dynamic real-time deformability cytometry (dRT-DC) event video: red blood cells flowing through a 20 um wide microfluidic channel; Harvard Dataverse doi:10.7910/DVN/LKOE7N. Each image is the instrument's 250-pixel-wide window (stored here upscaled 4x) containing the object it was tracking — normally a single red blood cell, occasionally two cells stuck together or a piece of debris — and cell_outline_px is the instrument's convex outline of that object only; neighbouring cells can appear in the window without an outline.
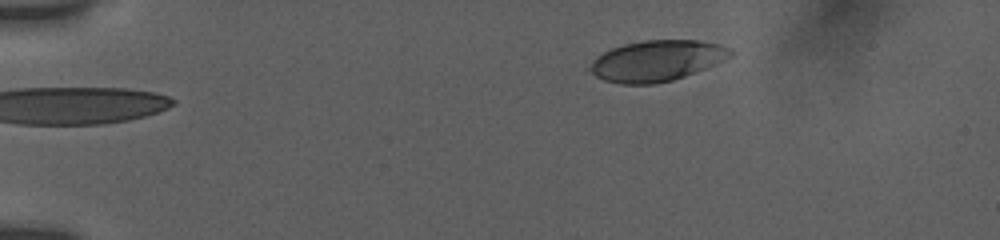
{"species": "human", "species_latin": "Homo sapiens", "temperature_condition": "room temperature", "stored_images_in_passage": 2, "camera_frame_rate_fps": 3000, "um_per_image_px": 0.085, "donor": {"sex": "female"}, "frame": {"image": 1, "passage_image": 2, "time_ms": 1.0, "image_size_px": [1000, 240], "cell_outline_px": [[732, 56], [724, 60], [684, 76], [672, 80], [652, 84], [620, 84], [604, 80], [596, 76], [588, 68], [592, 60], [596, 56], [612, 48], [624, 44], [644, 40], [696, 40], [716, 44], [728, 48], [732, 52]], "centroid_in_image_um": [55.77, 5.16], "position_along_channel_um": 29.2, "area_um2": 33.06}}